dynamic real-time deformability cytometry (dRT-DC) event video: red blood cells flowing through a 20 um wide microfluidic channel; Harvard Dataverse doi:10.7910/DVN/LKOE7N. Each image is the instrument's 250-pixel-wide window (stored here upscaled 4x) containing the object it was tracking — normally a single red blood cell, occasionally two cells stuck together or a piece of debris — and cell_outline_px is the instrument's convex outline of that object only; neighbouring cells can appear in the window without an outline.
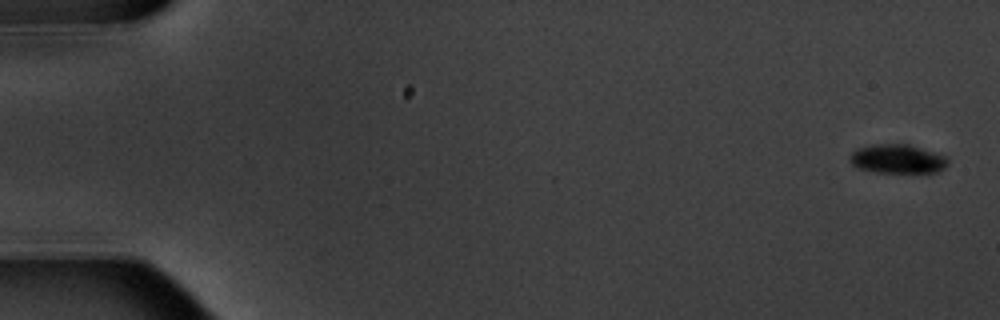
{"species": "common noctule bat (a hibernating species)", "species_latin": "Nyctalus noctula", "temperature_condition": "warm", "stored_images_in_passage": 4, "camera_frame_rate_fps": 3000, "um_per_image_px": 0.085, "animal": {"sex": "male", "body_mass_g": 20.1, "forearm_length_mm": 53.5}, "frame": {"image": 1, "passage_image": 1, "time_ms": 0.0, "image_size_px": [1000, 320], "cell_outline_px": [[948, 164], [944, 168], [936, 172], [876, 172], [856, 168], [848, 160], [848, 156], [856, 148], [872, 144], [908, 144], [944, 156], [948, 160]], "centroid_in_image_um": [76.21, 13.5], "position_along_channel_um": 8.8, "area_um2": 16.53}}